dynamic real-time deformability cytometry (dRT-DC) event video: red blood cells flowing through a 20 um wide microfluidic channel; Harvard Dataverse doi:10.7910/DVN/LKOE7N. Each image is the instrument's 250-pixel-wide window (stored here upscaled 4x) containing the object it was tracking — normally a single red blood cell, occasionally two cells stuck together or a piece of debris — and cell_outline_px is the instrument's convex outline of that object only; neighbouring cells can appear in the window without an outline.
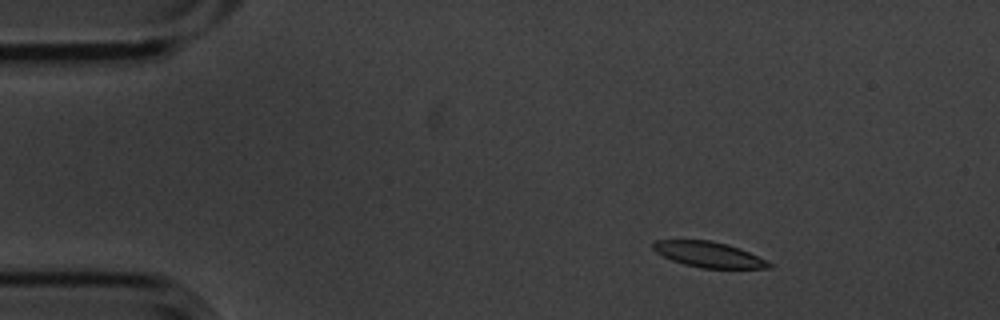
{"species": "common noctule bat (a hibernating species)", "species_latin": "Nyctalus noctula", "temperature_condition": "cold", "stored_images_in_passage": 4, "camera_frame_rate_fps": 3000, "um_per_image_px": 0.085, "animal": {"sex": "male", "body_mass_g": 20.1, "forearm_length_mm": 53.5}, "frame": {"image": 1, "passage_image": 2, "time_ms": 0.333, "image_size_px": [1000, 320], "cell_outline_px": [[772, 268], [700, 268], [684, 264], [672, 260], [656, 252], [652, 248], [652, 244], [656, 240], [712, 240], [728, 244], [740, 248], [768, 260], [772, 264]], "centroid_in_image_um": [60.27, 21.63], "position_along_channel_um": 24.7, "area_um2": 17.34}}